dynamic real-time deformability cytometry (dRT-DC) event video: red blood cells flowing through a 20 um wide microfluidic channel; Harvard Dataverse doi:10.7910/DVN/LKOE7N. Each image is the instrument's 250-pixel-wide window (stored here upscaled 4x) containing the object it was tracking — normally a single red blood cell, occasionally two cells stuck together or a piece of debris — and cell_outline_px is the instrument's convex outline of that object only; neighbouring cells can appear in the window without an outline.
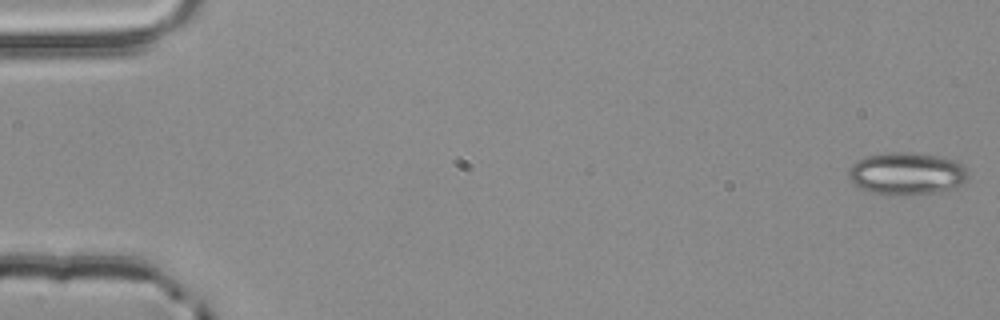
{"species": "common noctule bat (a hibernating species)", "species_latin": "Nyctalus noctula", "temperature_condition": "room temperature", "stored_images_in_passage": 54, "camera_frame_rate_fps": 3000, "um_per_image_px": 0.085, "animal": {"sex": "male", "body_mass_g": 20.4}, "frame": {"image": 1, "passage_image": 1, "time_ms": 0.0, "image_size_px": [1000, 320], "cell_outline_px": [[968, 180], [952, 188], [936, 192], [872, 192], [860, 188], [848, 176], [848, 172], [852, 164], [868, 156], [888, 152], [904, 152], [936, 156], [952, 160], [960, 164], [968, 172]], "centroid_in_image_um": [77.08, 14.71], "position_along_channel_um": 7.9, "area_um2": 28.15}}
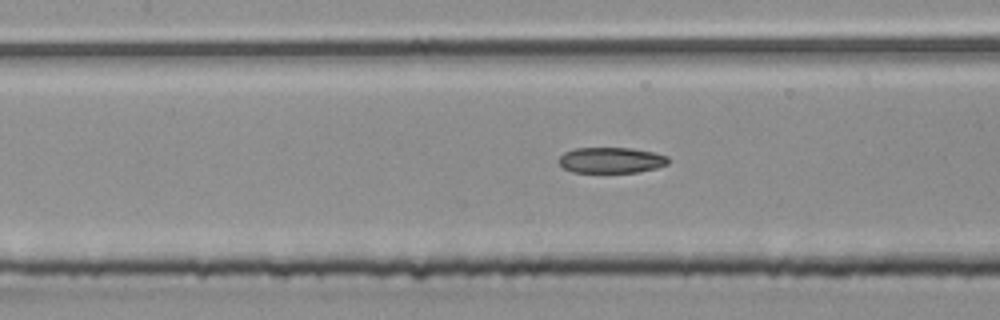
{"frame": {"image": 2, "passage_image": 25, "time_ms": 8.0, "image_size_px": [1000, 320], "cell_outline_px": [[668, 164], [656, 168], [640, 172], [572, 172], [564, 168], [560, 164], [560, 156], [564, 152], [576, 148], [632, 148], [652, 152], [668, 156]], "centroid_in_image_um": [51.96, 13.61], "position_along_channel_um": 155.4, "area_um2": 16.36}}
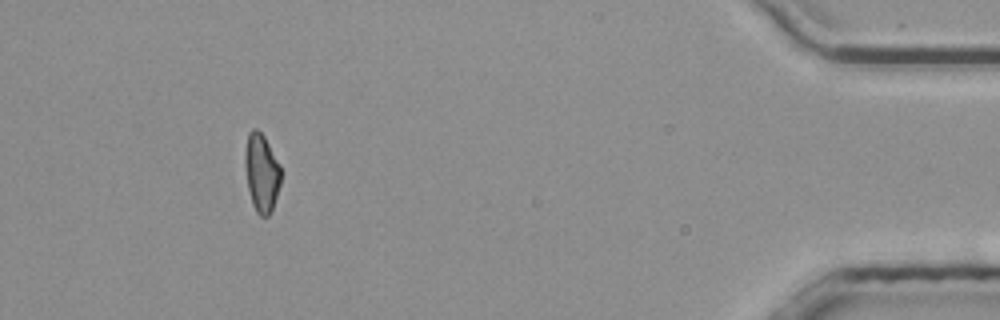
{"frame": {"image": 3, "passage_image": 50, "time_ms": 16.333, "image_size_px": [1000, 320], "cell_outline_px": [[280, 184], [272, 208], [268, 216], [260, 216], [256, 212], [252, 204], [248, 188], [244, 164], [244, 152], [248, 132], [252, 128], [256, 128], [264, 136], [280, 164]], "centroid_in_image_um": [22.21, 14.65], "position_along_channel_um": 413.0, "area_um2": 16.36}, "authors_computed_cell_mechanics": {"area_um2": 17.2822, "velocity_mm_per_s": 3.8824, "shape_relaxation_time_tau1_ms": null, "shape_relaxation_time_tau2_ms": 4.9339, "deformation_change_tau1": null, "deformation_change_tau2": 0.125}}